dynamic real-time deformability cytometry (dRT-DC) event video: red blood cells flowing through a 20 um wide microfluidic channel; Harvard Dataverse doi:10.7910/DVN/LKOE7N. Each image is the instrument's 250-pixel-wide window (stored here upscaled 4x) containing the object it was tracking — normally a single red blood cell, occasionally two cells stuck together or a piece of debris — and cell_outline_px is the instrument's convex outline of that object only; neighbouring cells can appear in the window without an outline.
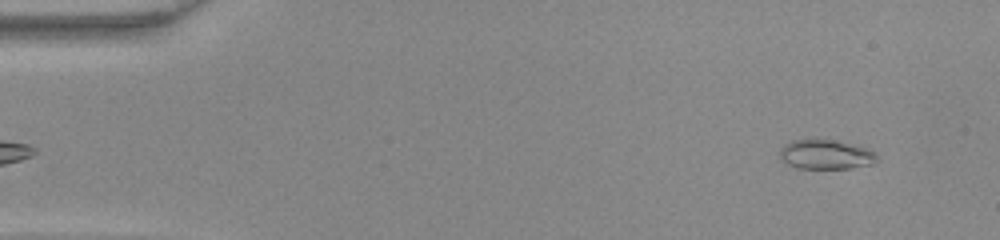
{"species": "common noctule bat (a hibernating species)", "species_latin": "Nyctalus noctula", "temperature_condition": "warm", "stored_images_in_passage": 47, "camera_frame_rate_fps": 3000, "um_per_image_px": 0.085, "animal": {"sex": "female", "body_mass_g": 22.0, "forearm_length_mm": 56.7}, "frame": {"image": 1, "passage_image": 3, "time_ms": 0.667, "image_size_px": [1000, 240], "cell_outline_px": [[880, 160], [872, 164], [848, 168], [796, 168], [780, 160], [780, 148], [784, 144], [792, 140], [816, 136], [864, 148], [876, 152], [880, 156]], "centroid_in_image_um": [70.16, 13.1], "position_along_channel_um": 14.8, "area_um2": 17.17}}
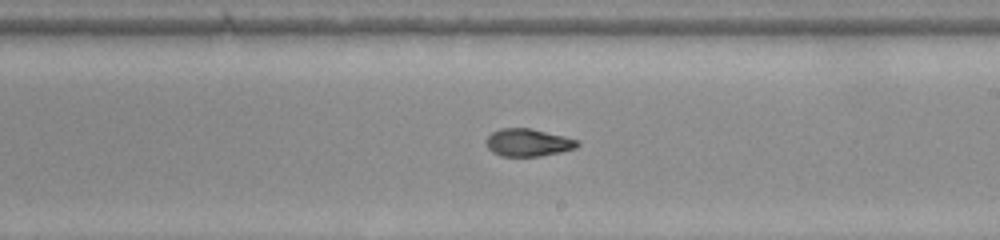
{"frame": {"image": 2, "passage_image": 27, "time_ms": 8.667, "image_size_px": [1000, 240], "cell_outline_px": [[580, 144], [576, 148], [560, 152], [540, 156], [500, 156], [492, 152], [488, 148], [488, 136], [492, 132], [500, 128], [532, 128], [580, 140]], "centroid_in_image_um": [44.92, 12.11], "position_along_channel_um": 244.1, "area_um2": 14.68}}
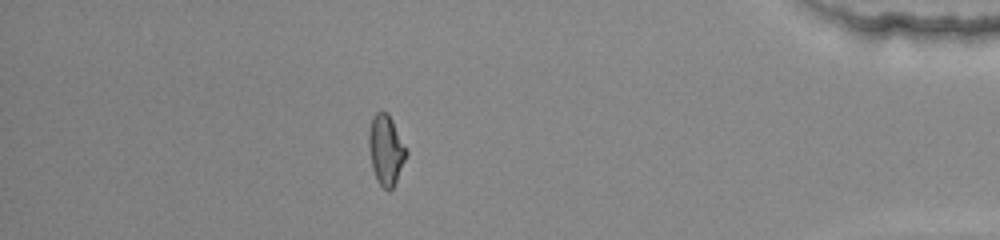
{"frame": {"image": 3, "passage_image": 41, "time_ms": 13.333, "image_size_px": [1000, 240], "cell_outline_px": [[408, 152], [396, 180], [392, 188], [388, 192], [376, 180], [372, 168], [368, 144], [368, 132], [372, 116], [376, 112], [388, 112]], "centroid_in_image_um": [32.78, 12.73], "position_along_channel_um": 402.4, "area_um2": 15.2}}